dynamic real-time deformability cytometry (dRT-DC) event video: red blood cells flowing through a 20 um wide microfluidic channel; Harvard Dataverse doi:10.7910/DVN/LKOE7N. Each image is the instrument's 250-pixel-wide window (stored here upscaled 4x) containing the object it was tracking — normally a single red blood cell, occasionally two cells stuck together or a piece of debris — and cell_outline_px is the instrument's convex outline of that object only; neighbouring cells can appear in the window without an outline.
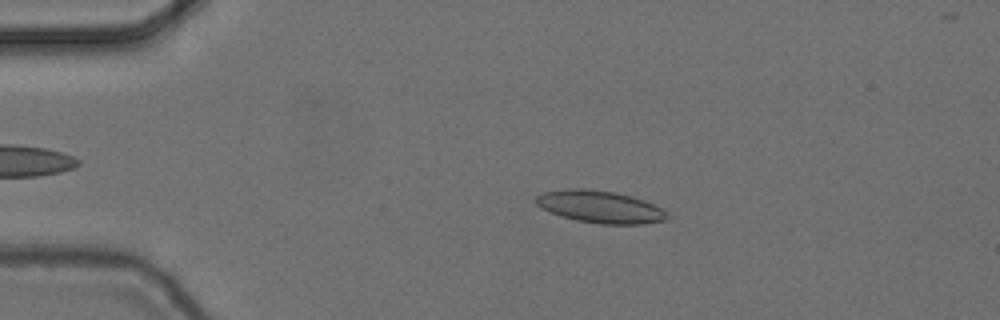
{"species": "common noctule bat (a hibernating species)", "species_latin": "Nyctalus noctula", "temperature_condition": "cold", "stored_images_in_passage": 47, "camera_frame_rate_fps": 3000, "um_per_image_px": 0.085, "animal": {"sex": "female", "body_mass_g": 24.6, "forearm_length_mm": 56.2}, "frame": {"image": 1, "passage_image": 11, "time_ms": 3.333, "image_size_px": [1000, 320], "cell_outline_px": [[672, 216], [668, 220], [644, 224], [600, 224], [576, 220], [560, 216], [536, 204], [536, 196], [544, 192], [576, 188], [580, 188], [616, 192], [632, 196], [644, 200], [664, 208]], "centroid_in_image_um": [51.12, 17.59], "position_along_channel_um": 33.9, "area_um2": 24.8}}
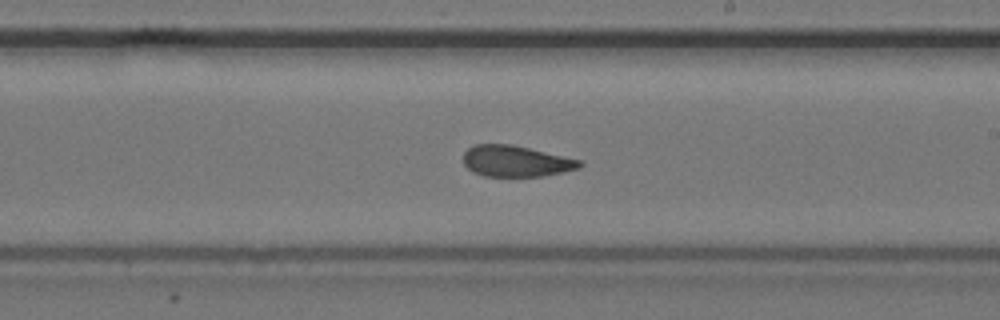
{"frame": {"image": 2, "passage_image": 32, "time_ms": 10.333, "image_size_px": [1000, 320], "cell_outline_px": [[584, 164], [580, 168], [544, 176], [484, 176], [472, 172], [464, 164], [464, 152], [468, 148], [476, 144], [512, 144], [580, 160]], "centroid_in_image_um": [43.84, 13.7], "position_along_channel_um": 245.2, "area_um2": 21.04}}
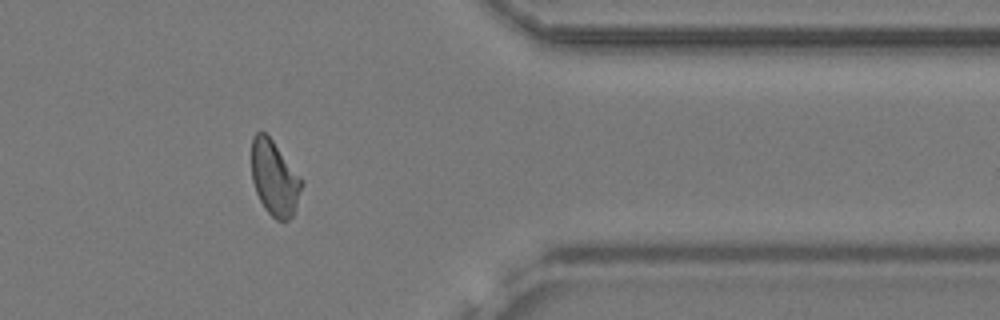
{"frame": {"image": 3, "passage_image": 45, "time_ms": 14.667, "image_size_px": [1000, 320], "cell_outline_px": [[304, 184], [292, 216], [288, 220], [276, 220], [264, 208], [256, 192], [252, 180], [252, 136], [256, 132], [264, 132], [272, 140], [304, 180]], "centroid_in_image_um": [23.34, 15.14], "position_along_channel_um": 388.1, "area_um2": 21.85}, "authors_computed_cell_mechanics": {"area_um2": 22.542, "velocity_mm_per_s": 3.6936, "shape_relaxation_time_tau1_ms": 6.6007, "shape_relaxation_time_tau2_ms": 2.1818, "deformation_change_tau1": 0.1371, "deformation_change_tau2": 0.0871}}